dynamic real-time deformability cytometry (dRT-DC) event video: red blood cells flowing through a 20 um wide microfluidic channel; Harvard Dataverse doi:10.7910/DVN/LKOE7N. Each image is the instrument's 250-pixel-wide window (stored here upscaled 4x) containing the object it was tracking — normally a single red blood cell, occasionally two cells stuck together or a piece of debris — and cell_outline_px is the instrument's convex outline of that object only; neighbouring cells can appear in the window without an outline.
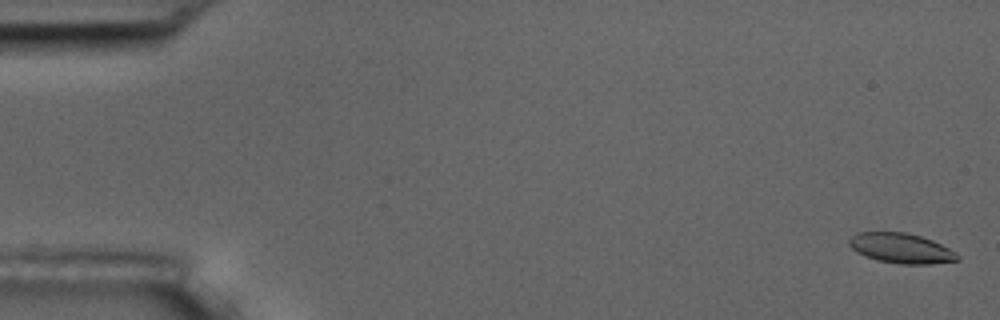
{"species": "common noctule bat (a hibernating species)", "species_latin": "Nyctalus noctula", "temperature_condition": "room temperature", "stored_images_in_passage": 58, "camera_frame_rate_fps": 3000, "um_per_image_px": 0.085, "animal": {"sex": "male", "body_mass_g": 17.5, "forearm_length_mm": 52.3}, "frame": {"image": 1, "passage_image": 2, "time_ms": 0.333, "image_size_px": [1000, 320], "cell_outline_px": [[960, 260], [932, 264], [900, 264], [876, 260], [864, 256], [856, 252], [848, 244], [848, 240], [856, 232], [904, 232], [920, 236], [932, 240], [956, 252], [960, 256]], "centroid_in_image_um": [76.58, 21.11], "position_along_channel_um": 8.4, "area_um2": 19.07}}
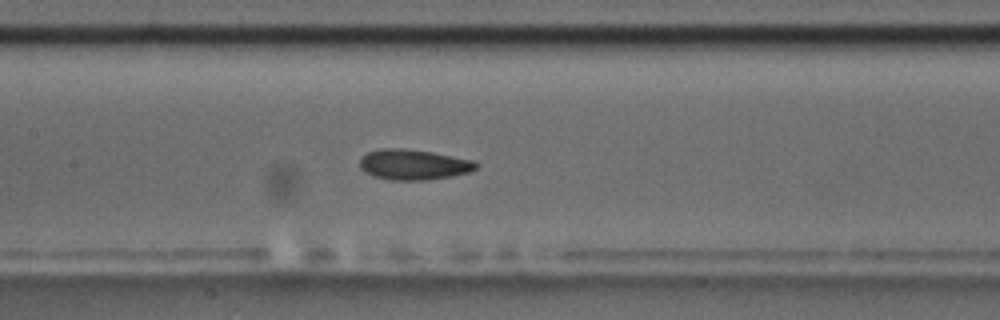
{"frame": {"image": 2, "passage_image": 28, "time_ms": 9.0, "image_size_px": [1000, 320], "cell_outline_px": [[480, 164], [476, 168], [468, 172], [452, 176], [428, 180], [388, 180], [364, 172], [360, 168], [360, 156], [368, 152], [380, 148], [404, 148], [432, 152], [472, 160]], "centroid_in_image_um": [35.12, 13.98], "position_along_channel_um": 172.3, "area_um2": 20.69}}
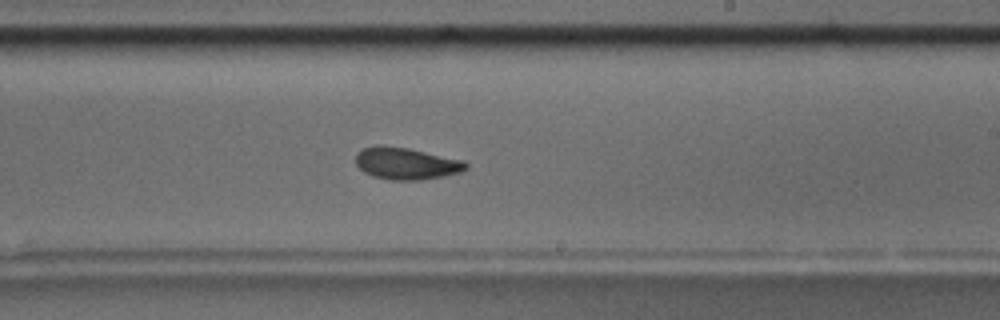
{"frame": {"image": 3, "passage_image": 35, "time_ms": 11.333, "image_size_px": [1000, 320], "cell_outline_px": [[468, 168], [460, 172], [444, 176], [420, 180], [392, 180], [372, 176], [364, 172], [356, 164], [356, 152], [372, 144], [384, 144], [408, 148], [464, 160], [468, 164]], "centroid_in_image_um": [34.51, 13.88], "position_along_channel_um": 254.5, "area_um2": 20.81}, "authors_computed_cell_mechanics": {"area_um2": 20.2878, "velocity_mm_per_s": 3.5468, "shape_relaxation_time_tau1_ms": 2.8724, "shape_relaxation_time_tau2_ms": 1.9554, "deformation_change_tau1": 0.123, "deformation_change_tau2": 0.0801}}